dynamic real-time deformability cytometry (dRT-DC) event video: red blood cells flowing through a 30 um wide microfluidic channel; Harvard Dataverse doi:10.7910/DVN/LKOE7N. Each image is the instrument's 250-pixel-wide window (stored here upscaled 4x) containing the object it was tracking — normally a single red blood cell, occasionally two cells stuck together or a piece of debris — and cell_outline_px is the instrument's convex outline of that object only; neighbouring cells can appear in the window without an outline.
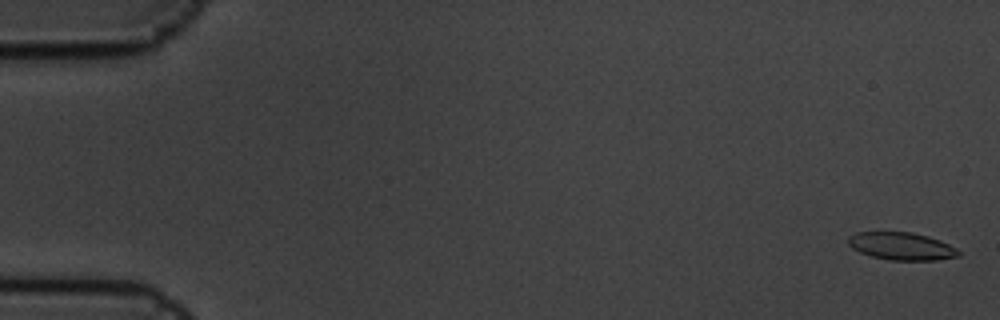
{"species": "common noctule bat (a hibernating species)", "species_latin": "Nyctalus noctula", "temperature_condition": "cold", "stored_images_in_passage": 5, "camera_frame_rate_fps": 3000, "um_per_image_px": 0.085, "animal": {"sex": "male", "body_mass_g": 19.5, "forearm_length_mm": 54.6}, "frame": {"image": 1, "passage_image": 1, "time_ms": 0.0, "image_size_px": [1000, 320], "cell_outline_px": [[960, 256], [936, 260], [888, 260], [872, 256], [860, 252], [852, 248], [848, 244], [848, 236], [856, 232], [912, 232], [928, 236], [940, 240], [956, 248], [960, 252]], "centroid_in_image_um": [76.62, 20.92], "position_along_channel_um": 8.4, "area_um2": 17.8}}
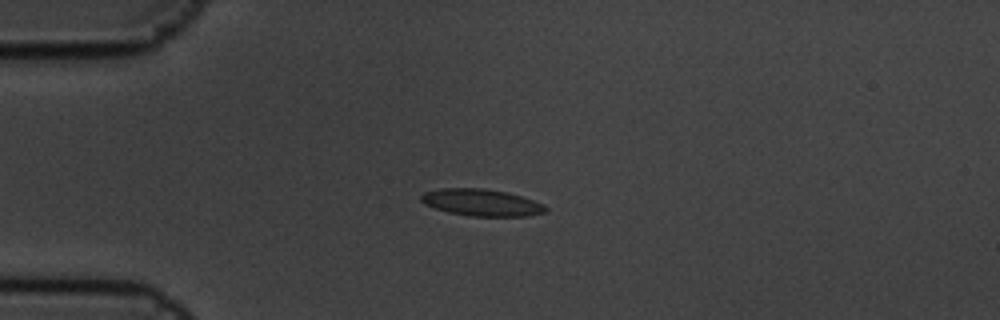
{"frame": {"image": 2, "passage_image": 5, "time_ms": 1.333, "image_size_px": [1000, 320], "cell_outline_px": [[548, 208], [544, 212], [528, 216], [468, 216], [448, 212], [424, 204], [420, 200], [420, 196], [424, 192], [440, 188], [484, 188], [508, 192], [544, 204]], "centroid_in_image_um": [40.91, 17.21], "position_along_channel_um": 44.1, "area_um2": 19.54}}